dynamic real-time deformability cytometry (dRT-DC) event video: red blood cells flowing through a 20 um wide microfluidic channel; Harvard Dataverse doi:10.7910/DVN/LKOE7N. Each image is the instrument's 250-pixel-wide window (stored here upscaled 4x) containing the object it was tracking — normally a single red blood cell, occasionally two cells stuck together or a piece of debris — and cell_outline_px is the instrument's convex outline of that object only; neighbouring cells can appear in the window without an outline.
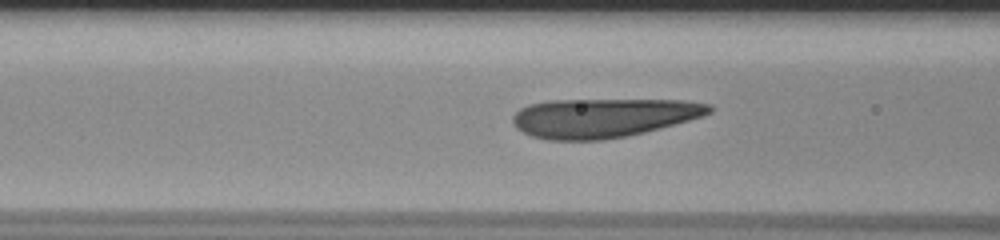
{"species": "human", "species_latin": "Homo sapiens", "temperature_condition": "room temperature", "stored_images_in_passage": 32, "camera_frame_rate_fps": 3000, "um_per_image_px": 0.085, "donor": {"sex": "male"}, "frame": {"image": 1, "passage_image": 6, "time_ms": 1.667, "image_size_px": [1000, 240], "cell_outline_px": [[712, 112], [704, 116], [660, 128], [644, 132], [604, 140], [544, 140], [532, 136], [516, 128], [512, 124], [512, 116], [520, 108], [528, 104], [548, 100], [684, 100], [712, 104]], "centroid_in_image_um": [51.25, 10.0], "position_along_channel_um": 115.4, "area_um2": 45.03}}
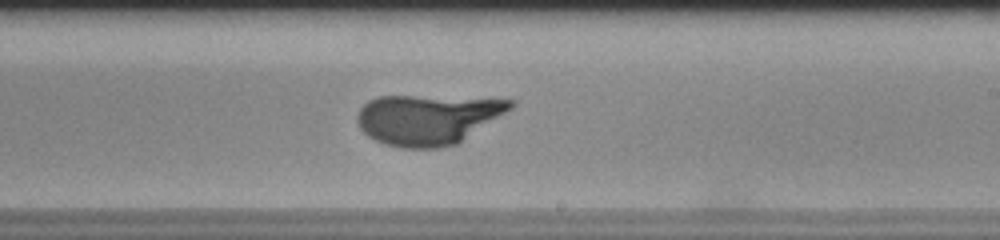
{"frame": {"image": 2, "passage_image": 17, "time_ms": 5.333, "image_size_px": [1000, 240], "cell_outline_px": [[516, 104], [512, 108], [456, 144], [440, 148], [400, 148], [384, 144], [368, 136], [360, 128], [356, 120], [356, 116], [360, 108], [368, 100], [380, 96], [412, 96], [512, 100]], "centroid_in_image_um": [36.29, 10.15], "position_along_channel_um": 252.7, "area_um2": 44.27}}
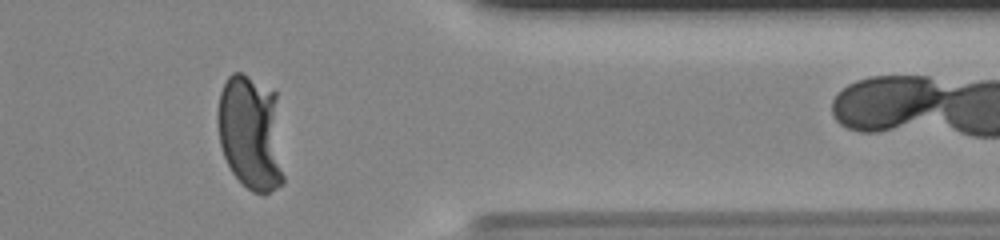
{"frame": {"image": 3, "passage_image": 29, "time_ms": 9.333, "image_size_px": [1000, 240], "cell_outline_px": [[284, 180], [276, 188], [264, 196], [252, 192], [232, 172], [224, 156], [220, 144], [216, 120], [216, 112], [220, 92], [228, 76], [232, 72], [240, 72], [248, 76], [276, 92], [284, 176]], "centroid_in_image_um": [21.31, 11.29], "position_along_channel_um": 390.1, "area_um2": 44.91}}